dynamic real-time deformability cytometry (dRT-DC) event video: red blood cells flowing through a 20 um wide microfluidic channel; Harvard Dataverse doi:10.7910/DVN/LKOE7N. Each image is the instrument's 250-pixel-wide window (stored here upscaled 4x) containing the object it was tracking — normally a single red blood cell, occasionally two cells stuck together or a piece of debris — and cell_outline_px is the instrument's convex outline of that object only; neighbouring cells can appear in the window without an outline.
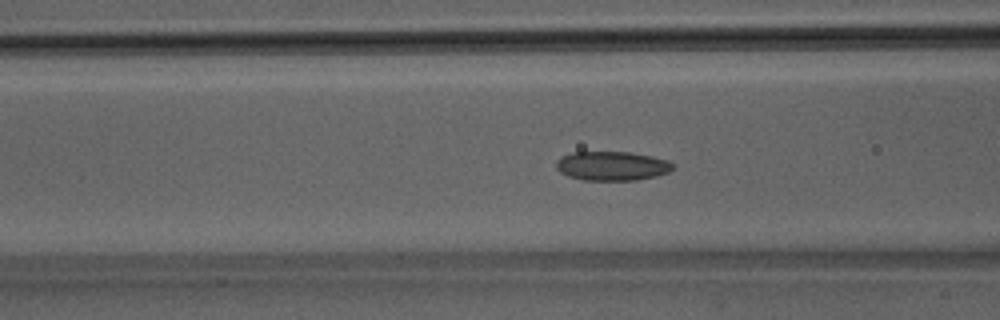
{"species": "Egyptian fruit bat (a non-hibernating species)", "species_latin": "Rousettus aegyptiacus", "temperature_condition": "room temperature", "stored_images_in_passage": 49, "camera_frame_rate_fps": 3000, "um_per_image_px": 0.085, "animal": {"sex": "male"}, "frame": {"image": 1, "passage_image": 18, "time_ms": 5.667, "image_size_px": [1000, 320], "cell_outline_px": [[676, 164], [668, 172], [656, 176], [636, 180], [584, 180], [568, 176], [560, 172], [556, 168], [556, 160], [560, 156], [572, 152], [628, 152], [652, 156], [668, 160]], "centroid_in_image_um": [52.01, 14.1], "position_along_channel_um": 114.6, "area_um2": 19.94}}
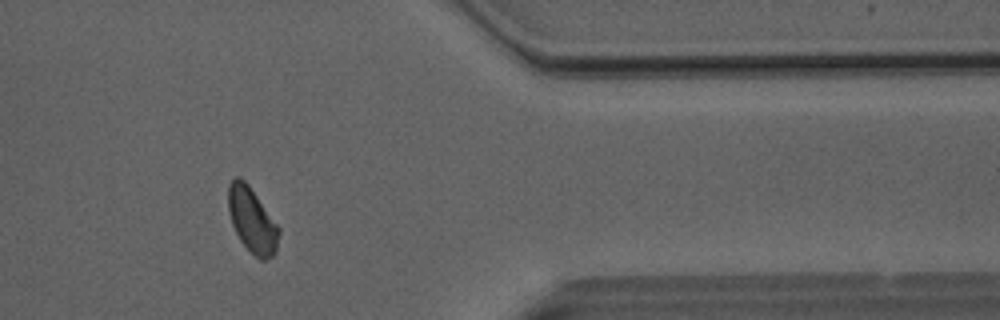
{"frame": {"image": 2, "passage_image": 40, "time_ms": 13.0, "image_size_px": [1000, 320], "cell_outline_px": [[280, 232], [276, 252], [272, 256], [264, 260], [260, 260], [240, 240], [232, 224], [228, 208], [228, 184], [236, 176], [240, 176], [248, 184], [280, 228]], "centroid_in_image_um": [21.43, 18.7], "position_along_channel_um": 390.0, "area_um2": 19.02}}
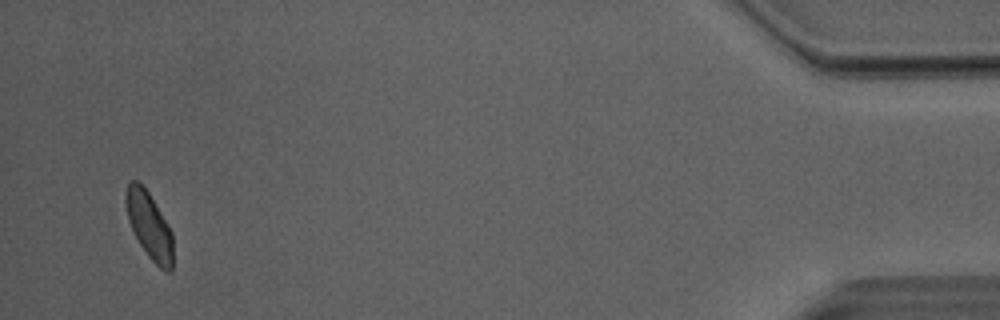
{"frame": {"image": 3, "passage_image": 47, "time_ms": 15.333, "image_size_px": [1000, 320], "cell_outline_px": [[172, 272], [168, 272], [160, 268], [148, 256], [140, 244], [128, 220], [124, 200], [124, 192], [128, 184], [132, 180], [136, 180], [148, 192], [168, 224], [172, 232]], "centroid_in_image_um": [12.67, 19.16], "position_along_channel_um": 422.5, "area_um2": 18.15}, "authors_computed_cell_mechanics": {"area_um2": 19.7098, "velocity_mm_per_s": 4.026, "shape_relaxation_time_tau1_ms": 5.9568, "shape_relaxation_time_tau2_ms": 3.0429, "deformation_change_tau1": 0.1061, "deformation_change_tau2": 0.0779}}